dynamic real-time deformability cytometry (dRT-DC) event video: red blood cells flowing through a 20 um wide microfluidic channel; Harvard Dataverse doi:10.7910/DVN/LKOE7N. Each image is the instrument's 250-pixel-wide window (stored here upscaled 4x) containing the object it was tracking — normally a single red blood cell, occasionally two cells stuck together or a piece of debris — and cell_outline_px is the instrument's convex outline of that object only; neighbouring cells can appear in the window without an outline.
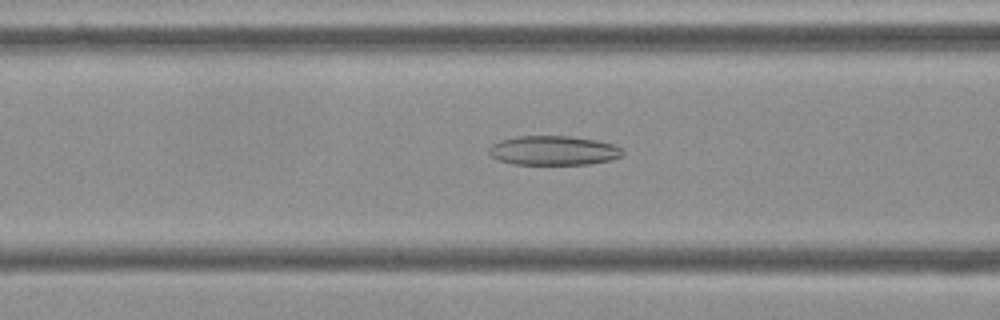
{"species": "Egyptian fruit bat (a non-hibernating species)", "species_latin": "Rousettus aegyptiacus", "temperature_condition": "cold", "stored_images_in_passage": 44, "camera_frame_rate_fps": 3000, "um_per_image_px": 0.085, "frame": {"image": 1, "passage_image": 10, "time_ms": 3.0, "image_size_px": [1000, 320], "cell_outline_px": [[624, 156], [612, 160], [588, 164], [512, 164], [500, 160], [492, 156], [488, 152], [488, 148], [492, 144], [500, 140], [516, 136], [568, 136], [596, 140], [616, 144], [624, 152]], "centroid_in_image_um": [47.08, 12.79], "position_along_channel_um": 119.5, "area_um2": 23.0}}
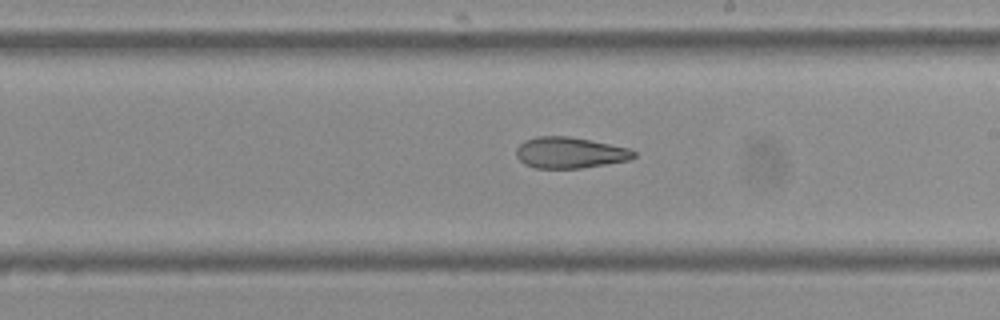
{"frame": {"image": 2, "passage_image": 20, "time_ms": 6.333, "image_size_px": [1000, 320], "cell_outline_px": [[636, 156], [628, 160], [608, 164], [580, 168], [536, 168], [524, 164], [516, 156], [516, 148], [524, 140], [536, 136], [568, 136], [592, 140], [628, 148], [636, 152]], "centroid_in_image_um": [48.42, 12.97], "position_along_channel_um": 240.6, "area_um2": 21.39}}
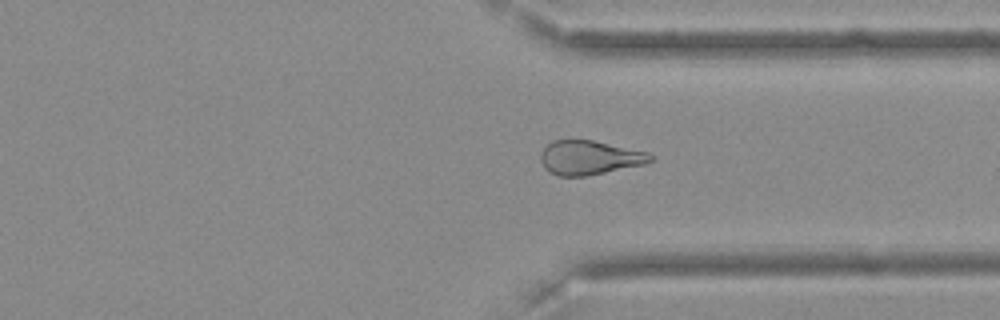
{"frame": {"image": 3, "passage_image": 30, "time_ms": 9.667, "image_size_px": [1000, 320], "cell_outline_px": [[656, 156], [652, 160], [644, 164], [588, 176], [560, 176], [548, 172], [544, 168], [540, 160], [540, 152], [552, 140], [592, 140], [648, 152]], "centroid_in_image_um": [50.09, 13.4], "position_along_channel_um": 361.3, "area_um2": 21.96}, "authors_computed_cell_mechanics": {"area_um2": 22.7443, "velocity_mm_per_s": 3.621, "shape_relaxation_time_tau1_ms": null, "shape_relaxation_time_tau2_ms": 5.3175, "deformation_change_tau1": null, "deformation_change_tau2": 0.1573}}